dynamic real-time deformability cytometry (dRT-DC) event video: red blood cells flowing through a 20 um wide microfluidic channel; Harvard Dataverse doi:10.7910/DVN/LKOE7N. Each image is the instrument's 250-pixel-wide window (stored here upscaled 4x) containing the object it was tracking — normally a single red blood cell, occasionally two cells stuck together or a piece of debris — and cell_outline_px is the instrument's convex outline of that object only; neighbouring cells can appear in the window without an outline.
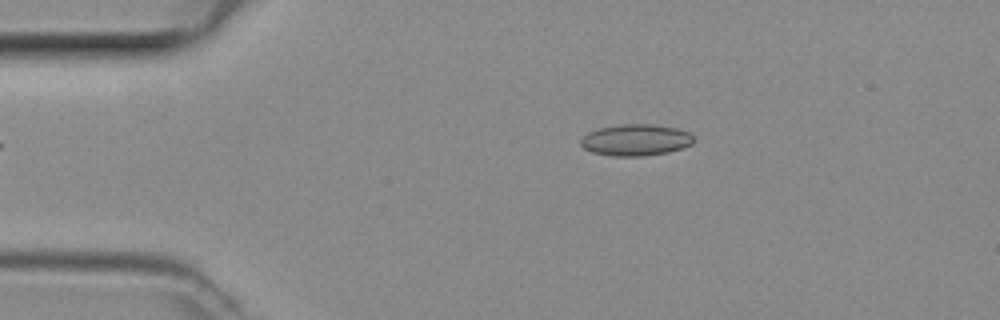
{"species": "common noctule bat (a hibernating species)", "species_latin": "Nyctalus noctula", "temperature_condition": "room temperature", "stored_images_in_passage": 46, "camera_frame_rate_fps": 3000, "um_per_image_px": 0.085, "animal": {"sex": "female", "body_mass_g": 29.2, "forearm_length_mm": 56.3}, "frame": {"image": 1, "passage_image": 8, "time_ms": 2.333, "image_size_px": [1000, 320], "cell_outline_px": [[692, 144], [684, 148], [668, 152], [644, 156], [612, 156], [592, 152], [584, 148], [580, 144], [580, 140], [588, 132], [600, 128], [620, 124], [648, 124], [676, 128], [688, 132], [692, 136]], "centroid_in_image_um": [54.02, 11.91], "position_along_channel_um": 31.0, "area_um2": 20.63}}
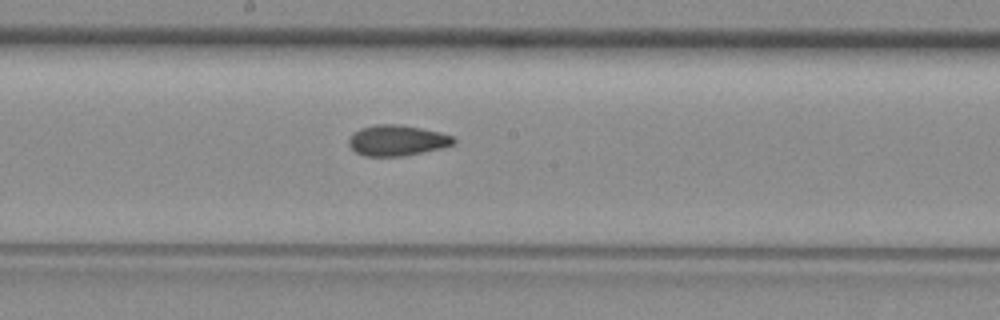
{"frame": {"image": 2, "passage_image": 24, "time_ms": 7.667, "image_size_px": [1000, 320], "cell_outline_px": [[456, 140], [452, 144], [440, 148], [400, 156], [364, 156], [356, 152], [348, 144], [348, 136], [352, 132], [360, 128], [376, 124], [400, 124], [420, 128], [452, 136]], "centroid_in_image_um": [33.66, 11.92], "position_along_channel_um": 214.5, "area_um2": 18.55}}
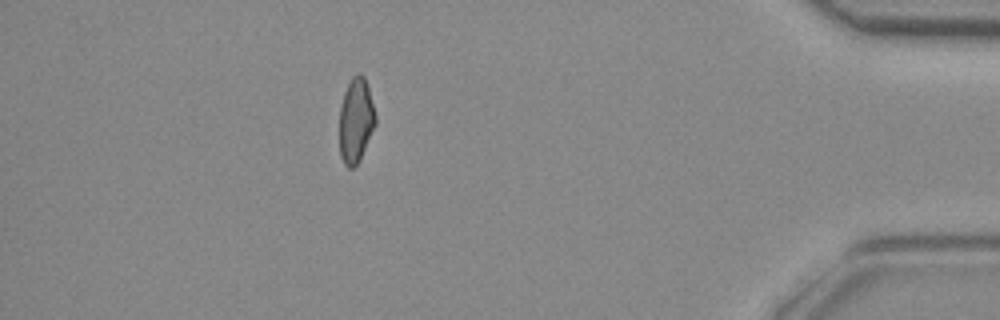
{"frame": {"image": 3, "passage_image": 41, "time_ms": 13.333, "image_size_px": [1000, 320], "cell_outline_px": [[376, 124], [360, 160], [352, 168], [348, 168], [344, 164], [340, 156], [340, 108], [344, 92], [352, 76], [356, 72], [360, 72], [364, 76], [368, 84], [376, 116]], "centroid_in_image_um": [30.26, 10.21], "position_along_channel_um": 404.9, "area_um2": 17.98}}